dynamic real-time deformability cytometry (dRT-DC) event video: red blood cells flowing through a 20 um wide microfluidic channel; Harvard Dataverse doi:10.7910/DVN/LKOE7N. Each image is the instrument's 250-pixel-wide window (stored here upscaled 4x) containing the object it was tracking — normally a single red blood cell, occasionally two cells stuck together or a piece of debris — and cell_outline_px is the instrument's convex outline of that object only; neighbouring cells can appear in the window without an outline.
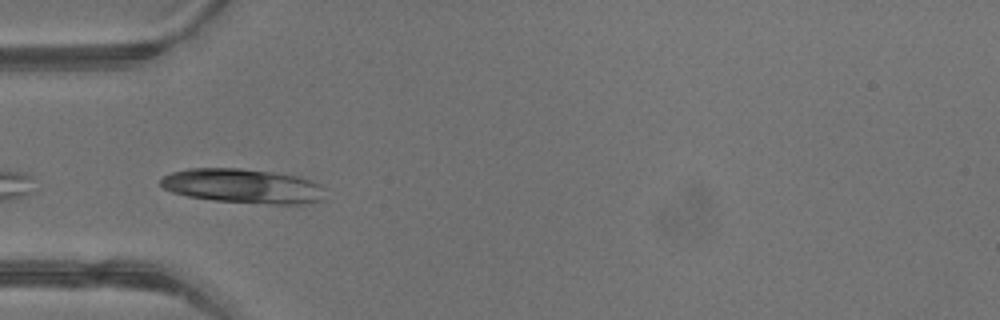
{"species": "common noctule bat (a hibernating species)", "species_latin": "Nyctalus noctula", "temperature_condition": "warm", "stored_images_in_passage": 3, "camera_frame_rate_fps": 3000, "um_per_image_px": 0.085, "animal": {"sex": "male", "body_mass_g": 13.3}, "frame": {"image": 1, "passage_image": 2, "time_ms": 0.333, "image_size_px": [1000, 320], "cell_outline_px": [[328, 188], [324, 200], [304, 204], [268, 204], [212, 200], [188, 196], [172, 192], [164, 188], [160, 184], [160, 180], [164, 176], [172, 172], [188, 168], [240, 168], [272, 172], [300, 176], [312, 180]], "centroid_in_image_um": [20.74, 15.82], "position_along_channel_um": 64.3, "area_um2": 33.52}}
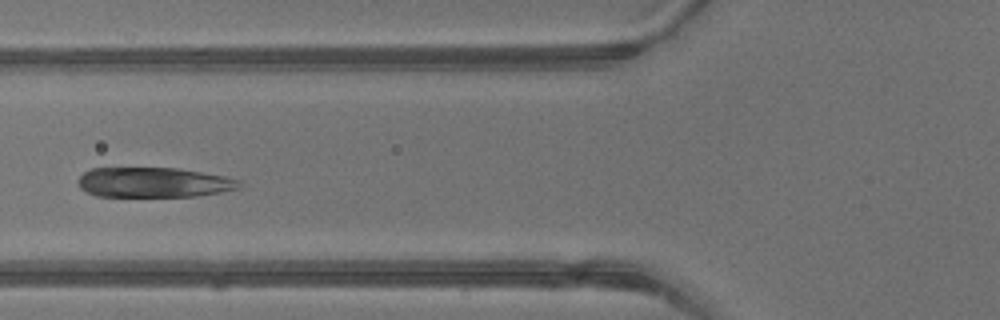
{"frame": {"image": 2, "passage_image": 3, "time_ms": 0.667, "image_size_px": [1000, 320], "cell_outline_px": [[244, 184], [236, 188], [220, 192], [196, 196], [96, 196], [80, 188], [80, 176], [84, 172], [92, 168], [180, 168], [224, 176], [240, 180]], "centroid_in_image_um": [13.09, 15.5], "position_along_channel_um": 112.7, "area_um2": 27.98}}